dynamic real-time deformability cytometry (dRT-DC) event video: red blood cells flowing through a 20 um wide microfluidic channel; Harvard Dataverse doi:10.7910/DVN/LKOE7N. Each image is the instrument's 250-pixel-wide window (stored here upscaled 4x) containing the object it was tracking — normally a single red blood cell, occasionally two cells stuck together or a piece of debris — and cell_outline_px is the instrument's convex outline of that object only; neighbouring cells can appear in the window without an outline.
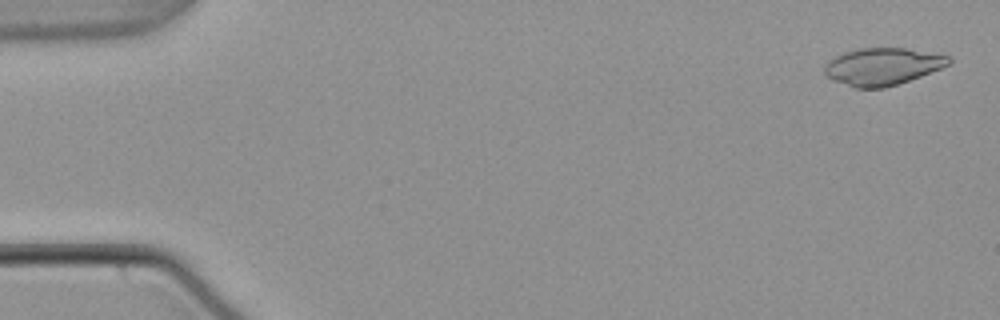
{"species": "common noctule bat (a hibernating species)", "species_latin": "Nyctalus noctula", "temperature_condition": "warm", "stored_images_in_passage": 54, "camera_frame_rate_fps": 3000, "um_per_image_px": 0.085, "animal": {"sex": "male", "body_mass_g": 21.5, "forearm_length_mm": 52.0}, "frame": {"image": 1, "passage_image": 2, "time_ms": 0.333, "image_size_px": [1000, 320], "cell_outline_px": [[952, 64], [920, 76], [884, 88], [856, 88], [832, 80], [824, 72], [824, 68], [828, 60], [844, 52], [860, 48], [904, 48], [952, 56]], "centroid_in_image_um": [75.03, 5.65], "position_along_channel_um": 10.0, "area_um2": 26.88}}
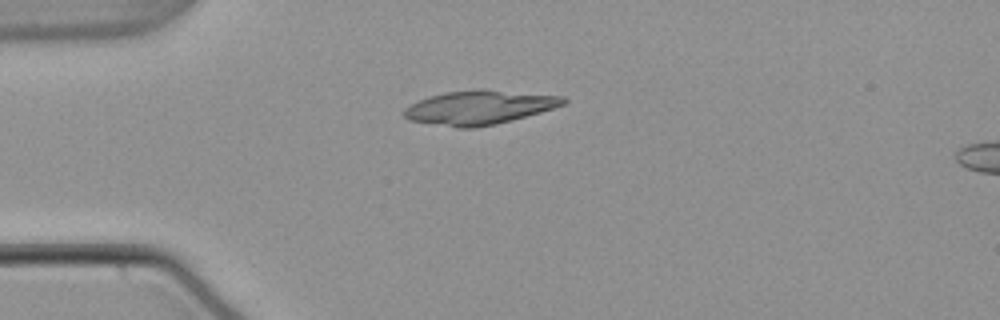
{"frame": {"image": 2, "passage_image": 14, "time_ms": 4.333, "image_size_px": [1000, 320], "cell_outline_px": [[568, 100], [564, 104], [540, 112], [512, 120], [496, 124], [472, 128], [456, 128], [408, 120], [404, 116], [404, 108], [420, 100], [444, 92], [476, 88], [480, 88], [564, 96]], "centroid_in_image_um": [40.74, 9.12], "position_along_channel_um": 44.3, "area_um2": 31.62}}
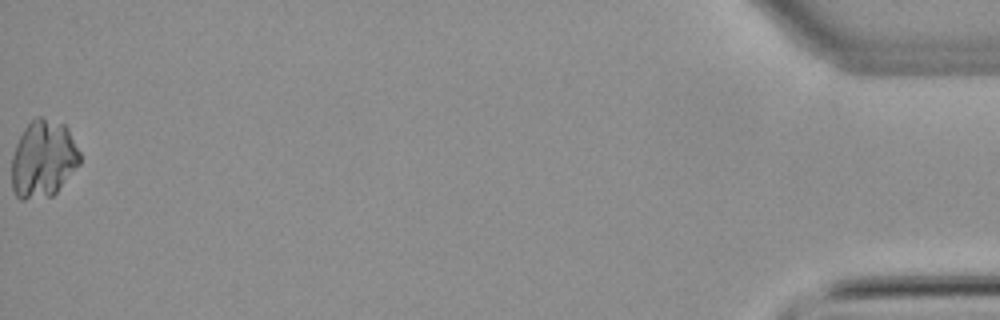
{"frame": {"image": 3, "passage_image": 54, "time_ms": 17.667, "image_size_px": [1000, 320], "cell_outline_px": [[80, 164], [56, 192], [52, 196], [24, 200], [20, 200], [16, 196], [12, 188], [12, 156], [16, 144], [24, 128], [36, 116], [40, 116], [64, 124], [68, 128], [80, 152]], "centroid_in_image_um": [3.67, 13.52], "position_along_channel_um": 431.5, "area_um2": 30.87}}